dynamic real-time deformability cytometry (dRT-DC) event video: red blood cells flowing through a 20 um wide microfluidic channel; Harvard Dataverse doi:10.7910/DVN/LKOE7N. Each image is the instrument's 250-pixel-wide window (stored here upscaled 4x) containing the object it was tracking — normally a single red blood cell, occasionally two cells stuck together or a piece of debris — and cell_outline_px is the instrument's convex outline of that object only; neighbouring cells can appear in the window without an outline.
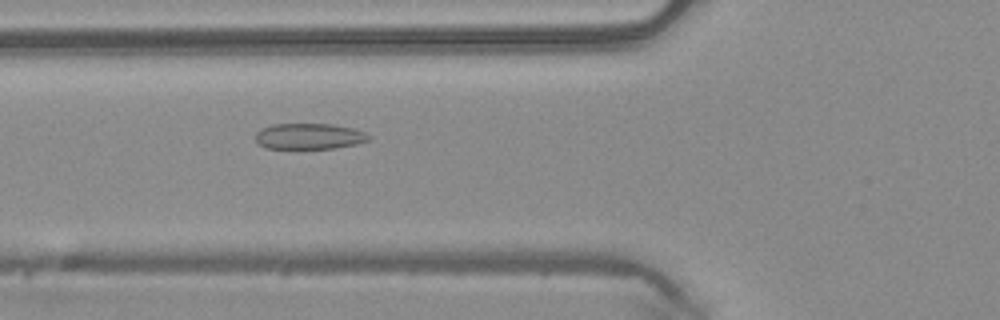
{"species": "common noctule bat (a hibernating species)", "species_latin": "Nyctalus noctula", "temperature_condition": "warm", "stored_images_in_passage": 50, "camera_frame_rate_fps": 3000, "um_per_image_px": 0.085, "animal": {"sex": "male", "body_mass_g": 20.4}, "frame": {"image": 1, "passage_image": 19, "time_ms": 6.0, "image_size_px": [1000, 320], "cell_outline_px": [[372, 136], [368, 140], [356, 144], [336, 148], [264, 148], [256, 140], [256, 132], [272, 124], [332, 124], [352, 128], [364, 132]], "centroid_in_image_um": [26.3, 11.58], "position_along_channel_um": 99.5, "area_um2": 16.94}}
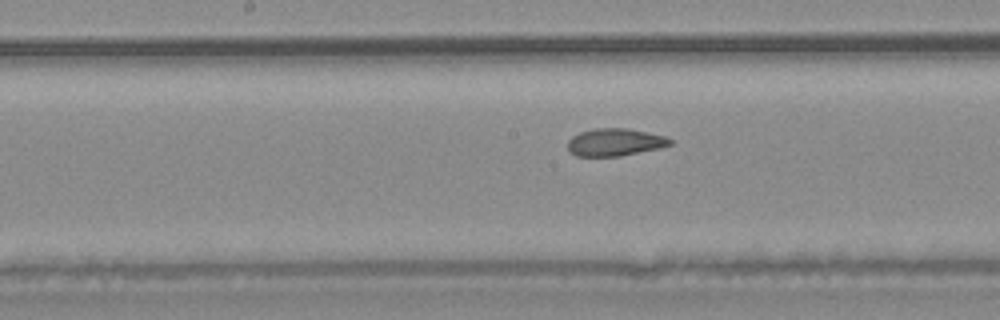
{"frame": {"image": 2, "passage_image": 26, "time_ms": 8.333, "image_size_px": [1000, 320], "cell_outline_px": [[672, 144], [660, 148], [620, 156], [576, 156], [568, 152], [568, 140], [572, 136], [580, 132], [596, 128], [628, 128], [664, 136], [672, 140]], "centroid_in_image_um": [52.24, 12.09], "position_along_channel_um": 196.0, "area_um2": 16.42}}
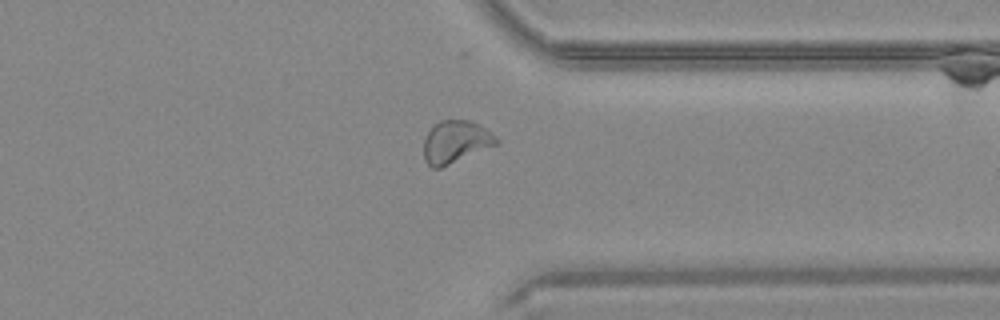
{"frame": {"image": 3, "passage_image": 39, "time_ms": 12.667, "image_size_px": [1000, 320], "cell_outline_px": [[500, 144], [440, 168], [432, 168], [424, 160], [424, 140], [428, 132], [440, 120], [468, 120], [480, 124], [496, 136], [500, 140]], "centroid_in_image_um": [38.77, 12.06], "position_along_channel_um": 372.6, "area_um2": 18.09}, "authors_computed_cell_mechanics": {"area_um2": 18.5249, "velocity_mm_per_s": 4.1169, "shape_relaxation_time_tau1_ms": 5.0071, "shape_relaxation_time_tau2_ms": 1.0584, "deformation_change_tau1": 0.123, "deformation_change_tau2": 0.0727}}